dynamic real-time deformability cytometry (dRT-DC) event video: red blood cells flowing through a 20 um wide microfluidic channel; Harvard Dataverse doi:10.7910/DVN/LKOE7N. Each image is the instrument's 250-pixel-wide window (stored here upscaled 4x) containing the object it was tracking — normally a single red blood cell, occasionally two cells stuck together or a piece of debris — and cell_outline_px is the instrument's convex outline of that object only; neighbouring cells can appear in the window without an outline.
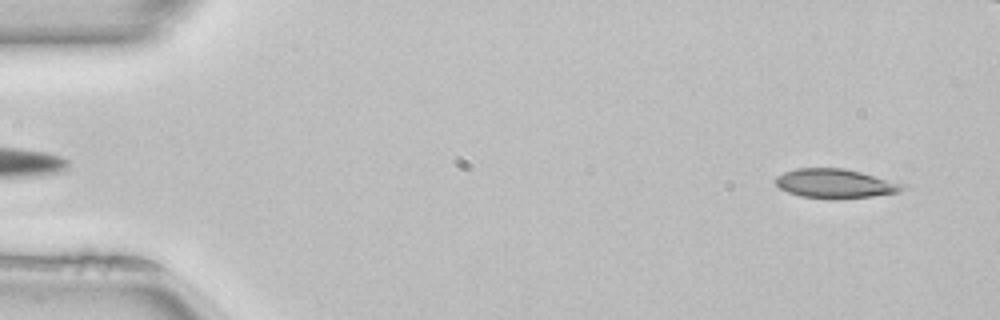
{"species": "common noctule bat (a hibernating species)", "species_latin": "Nyctalus noctula", "temperature_condition": "room temperature", "stored_images_in_passage": 50, "camera_frame_rate_fps": 3000, "um_per_image_px": 0.085, "animal": {"sex": "female", "body_mass_g": 22.7, "forearm_length_mm": 54.2}, "frame": {"image": 1, "passage_image": 2, "time_ms": 0.333, "image_size_px": [1000, 320], "cell_outline_px": [[908, 184], [900, 192], [872, 196], [832, 200], [800, 196], [788, 192], [780, 188], [776, 184], [776, 176], [784, 172], [796, 168], [844, 168]], "centroid_in_image_um": [71.01, 15.61], "position_along_channel_um": 14.0, "area_um2": 21.85}}
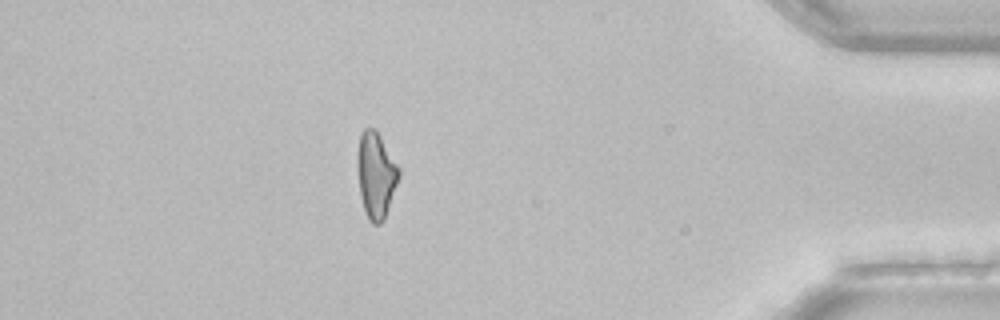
{"frame": {"image": 2, "passage_image": 43, "time_ms": 14.0, "image_size_px": [1000, 320], "cell_outline_px": [[400, 176], [384, 220], [380, 224], [372, 224], [368, 220], [360, 196], [356, 168], [356, 152], [360, 136], [364, 128], [376, 128], [400, 168]], "centroid_in_image_um": [31.94, 14.86], "position_along_channel_um": 403.3, "area_um2": 21.21}, "authors_computed_cell_mechanics": {"area_um2": 21.7906, "velocity_mm_per_s": 4.0415, "shape_relaxation_time_tau1_ms": 8.6759, "shape_relaxation_time_tau2_ms": 4.9217, "deformation_change_tau1": 0.1887, "deformation_change_tau2": 0.1262}}